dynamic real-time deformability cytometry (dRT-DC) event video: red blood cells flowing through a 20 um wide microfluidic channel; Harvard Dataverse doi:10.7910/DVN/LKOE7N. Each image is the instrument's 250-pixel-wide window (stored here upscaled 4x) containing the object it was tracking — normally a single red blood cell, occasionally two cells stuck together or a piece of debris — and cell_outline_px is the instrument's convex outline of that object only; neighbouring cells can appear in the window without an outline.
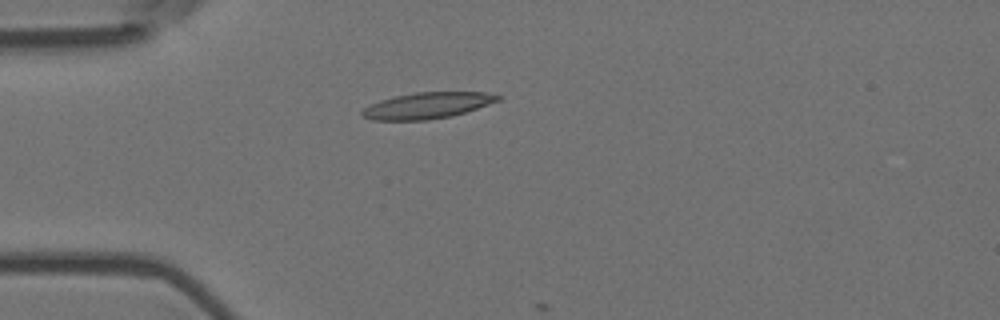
{"species": "Egyptian fruit bat (a non-hibernating species)", "species_latin": "Rousettus aegyptiacus", "temperature_condition": "room temperature", "stored_images_in_passage": 4, "camera_frame_rate_fps": 3000, "um_per_image_px": 0.085, "animal": {"sex": "female"}, "frame": {"image": 1, "passage_image": 2, "time_ms": 0.333, "image_size_px": [1000, 320], "cell_outline_px": [[504, 96], [500, 100], [452, 116], [428, 120], [372, 120], [360, 116], [360, 112], [364, 108], [380, 100], [396, 96], [416, 92], [484, 92]], "centroid_in_image_um": [36.31, 8.97], "position_along_channel_um": 48.7, "area_um2": 20.63}}